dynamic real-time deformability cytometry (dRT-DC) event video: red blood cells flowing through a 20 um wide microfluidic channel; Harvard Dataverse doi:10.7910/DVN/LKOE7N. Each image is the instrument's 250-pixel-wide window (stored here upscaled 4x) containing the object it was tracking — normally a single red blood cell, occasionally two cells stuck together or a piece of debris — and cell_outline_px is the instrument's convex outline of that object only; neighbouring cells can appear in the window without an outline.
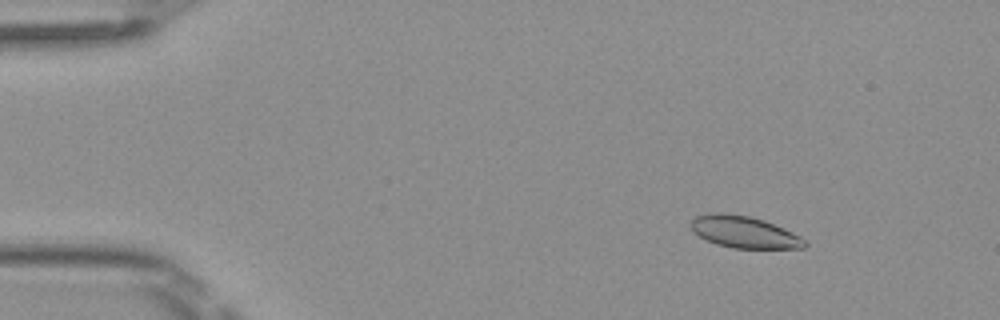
{"species": "Egyptian fruit bat (a non-hibernating species)", "species_latin": "Rousettus aegyptiacus", "temperature_condition": "room temperature", "stored_images_in_passage": 4, "camera_frame_rate_fps": 3000, "um_per_image_px": 0.085, "frame": {"image": 1, "passage_image": 1, "time_ms": 0.0, "image_size_px": [1000, 320], "cell_outline_px": [[808, 244], [804, 248], [732, 248], [716, 244], [700, 236], [692, 228], [692, 220], [696, 216], [708, 212], [724, 212], [752, 216], [764, 220], [784, 228], [808, 240]], "centroid_in_image_um": [63.3, 19.71], "position_along_channel_um": 21.7, "area_um2": 21.21}}
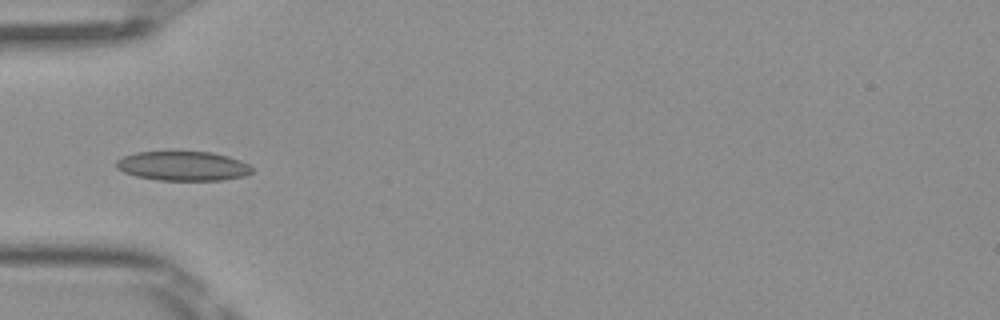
{"frame": {"image": 2, "passage_image": 4, "time_ms": 1.0, "image_size_px": [1000, 320], "cell_outline_px": [[252, 172], [244, 176], [224, 180], [160, 180], [136, 176], [124, 172], [116, 168], [116, 160], [124, 156], [136, 152], [212, 152], [228, 156], [240, 160], [248, 164], [252, 168]], "centroid_in_image_um": [15.56, 14.11], "position_along_channel_um": 69.4, "area_um2": 23.18}}